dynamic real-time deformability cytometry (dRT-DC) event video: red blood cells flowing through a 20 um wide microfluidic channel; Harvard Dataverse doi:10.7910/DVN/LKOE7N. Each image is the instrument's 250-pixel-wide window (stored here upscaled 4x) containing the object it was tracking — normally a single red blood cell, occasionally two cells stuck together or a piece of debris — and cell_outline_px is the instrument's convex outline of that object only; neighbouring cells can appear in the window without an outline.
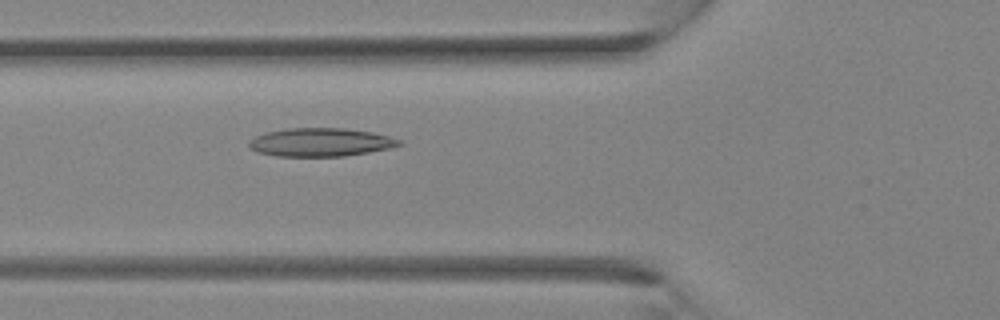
{"species": "Egyptian fruit bat (a non-hibernating species)", "species_latin": "Rousettus aegyptiacus", "temperature_condition": "room temperature", "stored_images_in_passage": 27, "camera_frame_rate_fps": 3000, "um_per_image_px": 0.085, "animal": {"sex": "female"}, "frame": {"image": 1, "passage_image": 5, "time_ms": 1.333, "image_size_px": [1000, 320], "cell_outline_px": [[404, 144], [392, 148], [344, 156], [276, 156], [256, 152], [248, 144], [248, 140], [256, 136], [268, 132], [288, 128], [344, 128], [372, 132], [388, 136], [400, 140]], "centroid_in_image_um": [27.26, 12.09], "position_along_channel_um": 98.5, "area_um2": 24.8}}
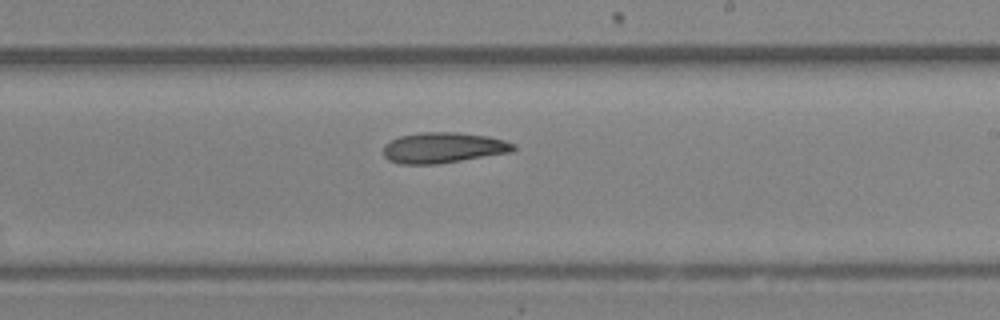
{"frame": {"image": 2, "passage_image": 13, "time_ms": 4.0, "image_size_px": [1000, 320], "cell_outline_px": [[516, 148], [512, 152], [436, 164], [400, 164], [388, 160], [384, 156], [384, 144], [400, 136], [420, 132], [456, 132], [488, 136], [504, 140], [516, 144]], "centroid_in_image_um": [37.68, 12.55], "position_along_channel_um": 251.3, "area_um2": 23.24}}
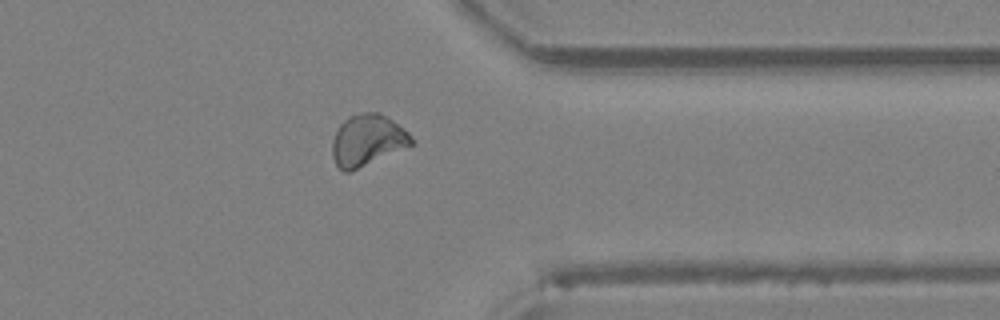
{"frame": {"image": 3, "passage_image": 20, "time_ms": 6.333, "image_size_px": [1000, 320], "cell_outline_px": [[416, 144], [348, 172], [344, 172], [336, 164], [332, 156], [332, 140], [340, 124], [348, 116], [360, 112], [380, 112], [404, 128], [412, 136]], "centroid_in_image_um": [31.25, 11.9], "position_along_channel_um": 380.1, "area_um2": 23.81}}